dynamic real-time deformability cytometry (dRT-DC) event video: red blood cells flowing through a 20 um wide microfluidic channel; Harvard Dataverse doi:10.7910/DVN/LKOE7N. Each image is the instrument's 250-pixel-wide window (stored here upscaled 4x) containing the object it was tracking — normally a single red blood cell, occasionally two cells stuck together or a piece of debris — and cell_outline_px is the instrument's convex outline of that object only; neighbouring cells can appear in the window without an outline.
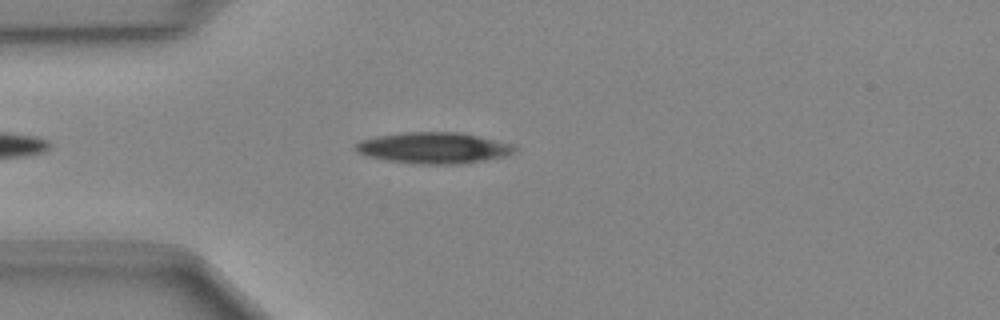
{"species": "Egyptian fruit bat (a non-hibernating species)", "species_latin": "Rousettus aegyptiacus", "temperature_condition": "cold", "stored_images_in_passage": 39, "camera_frame_rate_fps": 3000, "um_per_image_px": 0.085, "animal": {"sex": "female"}, "frame": {"image": 1, "passage_image": 6, "time_ms": 1.667, "image_size_px": [1000, 320], "cell_outline_px": [[516, 148], [512, 152], [504, 156], [484, 160], [460, 164], [412, 164], [364, 156], [356, 152], [352, 148], [352, 144], [360, 140], [376, 136], [408, 132], [460, 132], [512, 144]], "centroid_in_image_um": [36.75, 12.57], "position_along_channel_um": 48.3, "area_um2": 28.96}}
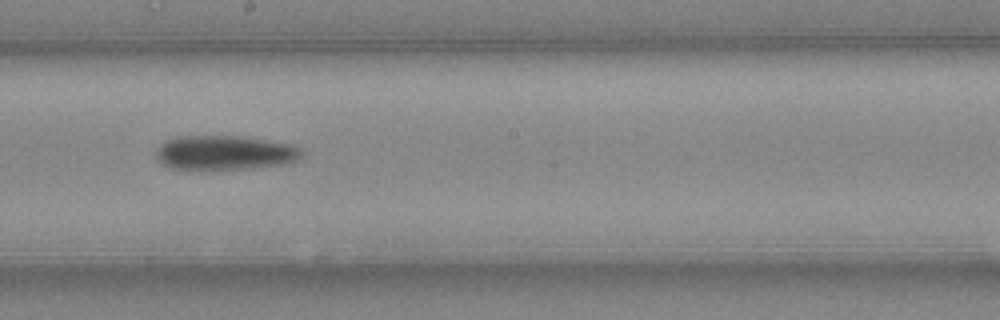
{"frame": {"image": 2, "passage_image": 20, "time_ms": 6.333, "image_size_px": [1000, 320], "cell_outline_px": [[304, 156], [300, 160], [288, 164], [252, 168], [172, 168], [156, 160], [156, 148], [164, 140], [176, 136], [240, 136], [292, 144], [300, 148]], "centroid_in_image_um": [19.14, 12.96], "position_along_channel_um": 229.1, "area_um2": 29.25}}
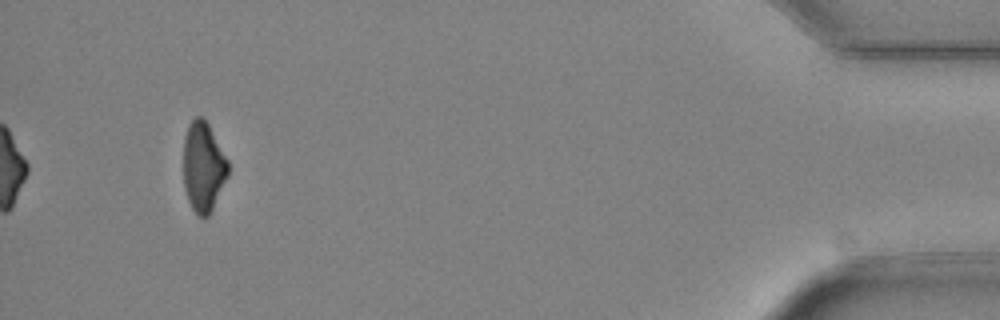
{"frame": {"image": 3, "passage_image": 39, "time_ms": 12.667, "image_size_px": [1000, 320], "cell_outline_px": [[228, 176], [208, 216], [196, 216], [188, 200], [184, 188], [184, 136], [188, 124], [196, 116], [200, 116], [208, 124], [228, 160]], "centroid_in_image_um": [17.27, 14.18], "position_along_channel_um": 417.9, "area_um2": 23.18}}